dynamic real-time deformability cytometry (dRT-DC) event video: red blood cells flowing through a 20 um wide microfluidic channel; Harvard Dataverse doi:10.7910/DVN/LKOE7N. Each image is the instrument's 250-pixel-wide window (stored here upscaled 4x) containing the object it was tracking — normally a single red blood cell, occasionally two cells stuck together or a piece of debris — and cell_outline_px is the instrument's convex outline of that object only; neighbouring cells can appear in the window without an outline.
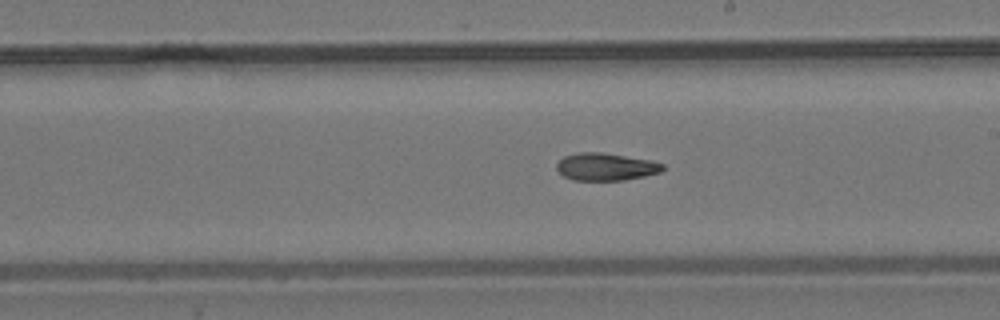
{"species": "common noctule bat (a hibernating species)", "species_latin": "Nyctalus noctula", "temperature_condition": "room temperature", "stored_images_in_passage": 23, "camera_frame_rate_fps": 3000, "um_per_image_px": 0.085, "animal": {"sex": "male", "body_mass_g": 19.2, "forearm_length_mm": 51.8}, "frame": {"image": 1, "passage_image": 14, "time_ms": 4.333, "image_size_px": [1000, 320], "cell_outline_px": [[664, 168], [660, 172], [644, 176], [624, 180], [572, 180], [564, 176], [556, 168], [556, 164], [564, 156], [576, 152], [600, 152], [652, 160], [664, 164]], "centroid_in_image_um": [51.49, 14.17], "position_along_channel_um": 237.5, "area_um2": 16.99}}